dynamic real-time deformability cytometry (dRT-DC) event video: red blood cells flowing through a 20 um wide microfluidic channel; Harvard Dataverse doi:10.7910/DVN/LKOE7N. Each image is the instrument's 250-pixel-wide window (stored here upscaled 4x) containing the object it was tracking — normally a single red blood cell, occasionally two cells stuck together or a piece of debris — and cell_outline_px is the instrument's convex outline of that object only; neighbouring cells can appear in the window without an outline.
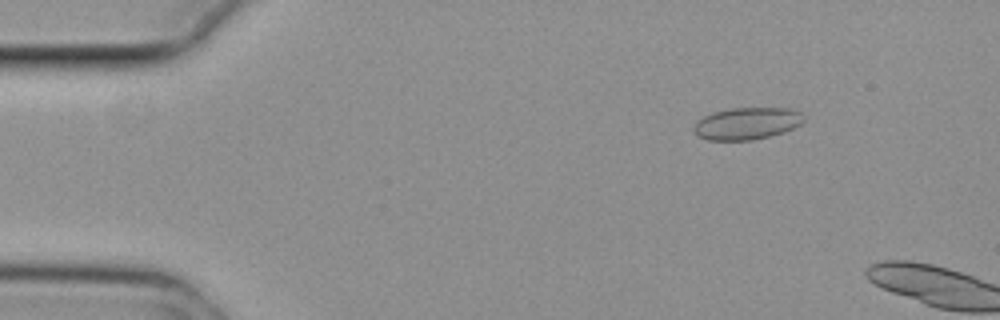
{"species": "common noctule bat (a hibernating species)", "species_latin": "Nyctalus noctula", "temperature_condition": "cold", "stored_images_in_passage": 3, "camera_frame_rate_fps": 3000, "um_per_image_px": 0.085, "animal": {"sex": "female", "body_mass_g": 29.2, "forearm_length_mm": 56.3}, "frame": {"image": 1, "passage_image": 1, "time_ms": 0.0, "image_size_px": [1000, 320], "cell_outline_px": [[804, 120], [800, 124], [784, 132], [752, 140], [708, 140], [696, 136], [692, 128], [696, 120], [712, 112], [732, 108], [792, 108], [804, 112]], "centroid_in_image_um": [63.47, 10.48], "position_along_channel_um": 21.5, "area_um2": 20.81}}